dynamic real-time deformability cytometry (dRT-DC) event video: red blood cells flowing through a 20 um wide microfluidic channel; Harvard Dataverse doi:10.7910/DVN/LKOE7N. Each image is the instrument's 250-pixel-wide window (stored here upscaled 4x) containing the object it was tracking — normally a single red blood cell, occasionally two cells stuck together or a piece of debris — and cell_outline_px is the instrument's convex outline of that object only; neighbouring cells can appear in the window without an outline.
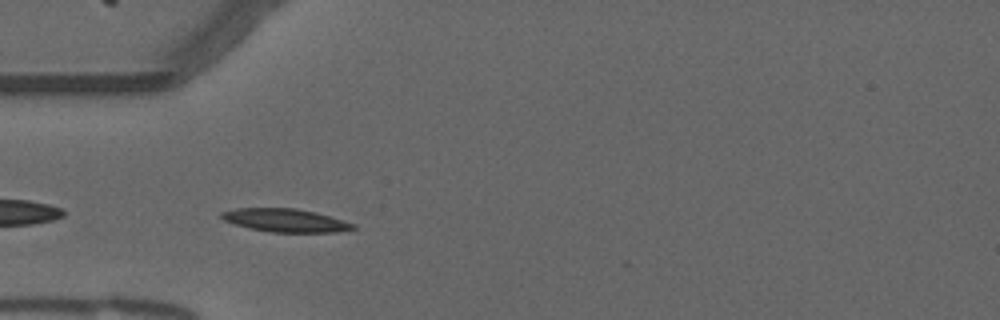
{"species": "common noctule bat (a hibernating species)", "species_latin": "Nyctalus noctula", "temperature_condition": "warm", "stored_images_in_passage": 40, "camera_frame_rate_fps": 3000, "um_per_image_px": 0.085, "animal": {"sex": "male", "forearm_length_mm": 52.5}, "frame": {"image": 1, "passage_image": 2, "time_ms": 0.333, "image_size_px": [1000, 320], "cell_outline_px": [[356, 228], [336, 232], [268, 232], [248, 228], [224, 220], [220, 216], [220, 212], [236, 208], [296, 208], [316, 212], [356, 224]], "centroid_in_image_um": [24.25, 18.73], "position_along_channel_um": 60.8, "area_um2": 17.8}}
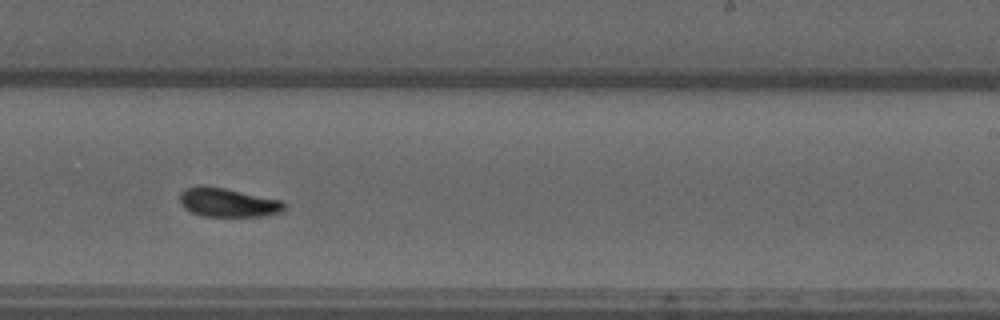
{"frame": {"image": 2, "passage_image": 19, "time_ms": 6.0, "image_size_px": [1000, 320], "cell_outline_px": [[288, 204], [284, 212], [264, 216], [204, 216], [192, 212], [184, 208], [180, 204], [180, 192], [184, 188], [196, 184], [204, 184], [284, 200]], "centroid_in_image_um": [19.4, 17.19], "position_along_channel_um": 269.6, "area_um2": 18.15}}
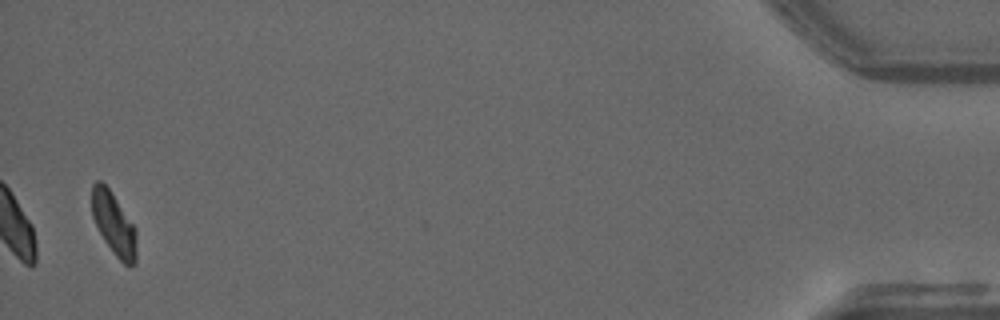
{"frame": {"image": 3, "passage_image": 39, "time_ms": 12.667, "image_size_px": [1000, 320], "cell_outline_px": [[136, 260], [132, 264], [124, 264], [112, 252], [104, 240], [92, 216], [92, 184], [96, 180], [100, 180], [108, 188], [136, 228]], "centroid_in_image_um": [9.67, 19.02], "position_along_channel_um": 425.5, "area_um2": 16.01}, "authors_computed_cell_mechanics": {"area_um2": 17.3689, "velocity_mm_per_s": 3.7244, "shape_relaxation_time_tau1_ms": 5.8383, "shape_relaxation_time_tau2_ms": null, "deformation_change_tau1": 0.1585, "deformation_change_tau2": null}}